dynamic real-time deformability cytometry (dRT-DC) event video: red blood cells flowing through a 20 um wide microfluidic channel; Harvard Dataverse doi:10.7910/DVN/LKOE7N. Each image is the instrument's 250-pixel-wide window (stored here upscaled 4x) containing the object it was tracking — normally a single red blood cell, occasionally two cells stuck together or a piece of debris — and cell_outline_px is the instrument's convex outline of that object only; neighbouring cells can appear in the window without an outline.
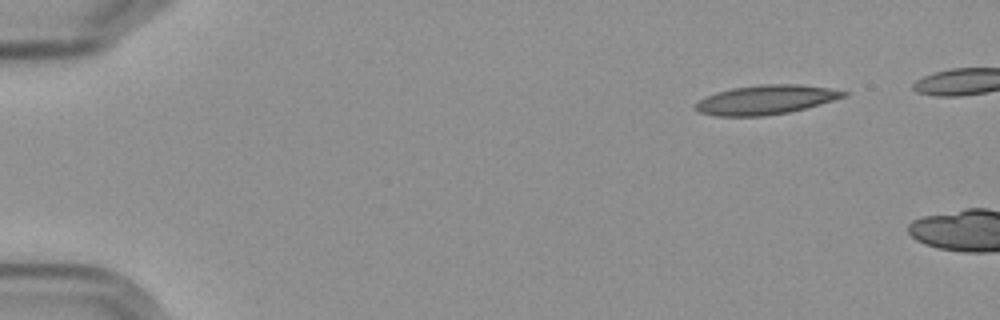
{"species": "Egyptian fruit bat (a non-hibernating species)", "species_latin": "Rousettus aegyptiacus", "temperature_condition": "cold", "stored_images_in_passage": 3, "camera_frame_rate_fps": 3000, "um_per_image_px": 0.085, "frame": {"image": 1, "passage_image": 1, "time_ms": 0.0, "image_size_px": [1000, 320], "cell_outline_px": [[848, 96], [820, 104], [788, 112], [764, 116], [716, 116], [700, 112], [696, 108], [696, 104], [700, 100], [716, 92], [732, 88], [760, 84], [800, 84], [828, 88], [848, 92]], "centroid_in_image_um": [65.13, 8.47], "position_along_channel_um": 19.9, "area_um2": 25.03}}